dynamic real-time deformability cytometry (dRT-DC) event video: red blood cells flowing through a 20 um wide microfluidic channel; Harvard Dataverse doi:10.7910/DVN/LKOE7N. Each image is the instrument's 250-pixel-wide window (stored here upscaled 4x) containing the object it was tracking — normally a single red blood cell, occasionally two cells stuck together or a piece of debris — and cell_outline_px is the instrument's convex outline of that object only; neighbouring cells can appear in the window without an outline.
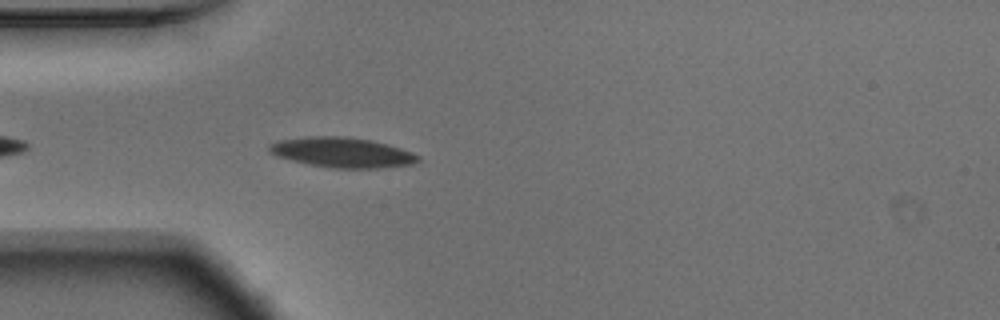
{"species": "Egyptian fruit bat (a non-hibernating species)", "species_latin": "Rousettus aegyptiacus", "temperature_condition": "warm", "stored_images_in_passage": 12, "camera_frame_rate_fps": 3000, "um_per_image_px": 0.085, "animal": {"sex": "male"}, "frame": {"image": 1, "passage_image": 4, "time_ms": 1.0, "image_size_px": [1000, 320], "cell_outline_px": [[420, 160], [412, 164], [384, 168], [332, 168], [292, 160], [276, 156], [268, 152], [268, 144], [280, 140], [308, 136], [348, 136], [372, 140], [388, 144], [412, 152], [420, 156]], "centroid_in_image_um": [29.1, 12.95], "position_along_channel_um": 55.9, "area_um2": 26.18}}
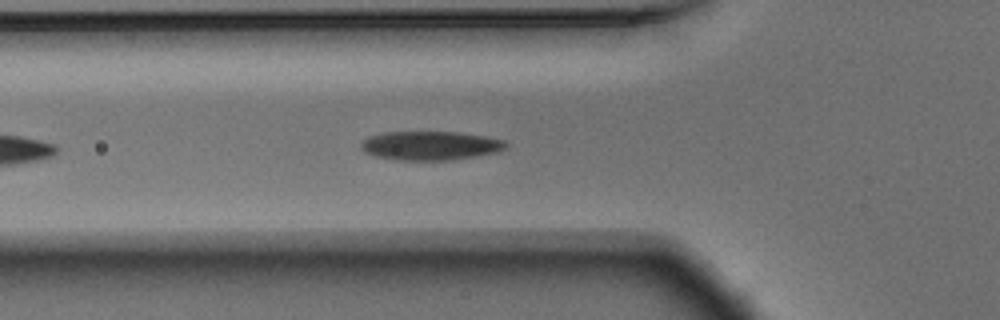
{"frame": {"image": 2, "passage_image": 7, "time_ms": 2.0, "image_size_px": [1000, 320], "cell_outline_px": [[508, 144], [504, 148], [496, 152], [452, 160], [396, 160], [376, 156], [364, 152], [360, 148], [360, 144], [368, 136], [384, 132], [460, 132], [484, 136], [504, 140]], "centroid_in_image_um": [36.54, 12.37], "position_along_channel_um": 89.3, "area_um2": 24.39}}
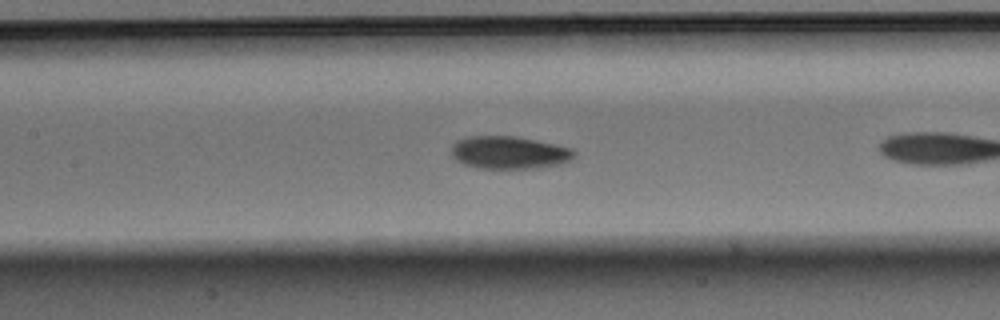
{"frame": {"image": 3, "passage_image": 10, "time_ms": 3.0, "image_size_px": [1000, 320], "cell_outline_px": [[576, 156], [560, 164], [536, 168], [476, 168], [464, 164], [456, 160], [452, 156], [452, 144], [456, 140], [468, 136], [516, 136], [556, 144], [572, 148], [576, 152]], "centroid_in_image_um": [43.27, 12.96], "position_along_channel_um": 164.1, "area_um2": 23.52}}